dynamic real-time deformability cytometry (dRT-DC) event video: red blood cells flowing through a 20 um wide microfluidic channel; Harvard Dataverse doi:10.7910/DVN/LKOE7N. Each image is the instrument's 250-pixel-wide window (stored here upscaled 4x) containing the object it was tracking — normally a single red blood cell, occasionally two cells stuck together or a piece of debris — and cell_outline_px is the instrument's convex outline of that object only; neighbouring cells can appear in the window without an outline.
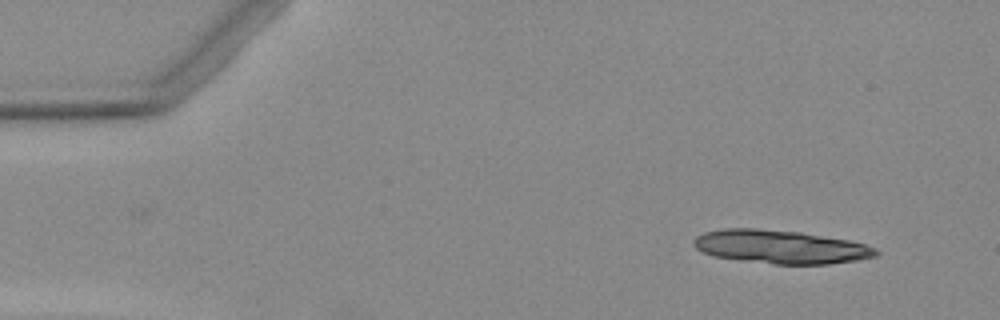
{"species": "Egyptian fruit bat (a non-hibernating species)", "species_latin": "Rousettus aegyptiacus", "temperature_condition": "warm", "stored_images_in_passage": 3, "camera_frame_rate_fps": 3000, "um_per_image_px": 0.085, "animal": {"sex": "female"}, "frame": {"image": 1, "passage_image": 1, "time_ms": 0.0, "image_size_px": [1000, 320], "cell_outline_px": [[880, 252], [876, 256], [856, 260], [828, 264], [772, 264], [712, 256], [696, 248], [692, 244], [692, 240], [696, 236], [704, 232], [724, 228], [756, 228], [800, 232], [848, 240], [864, 244], [876, 248]], "centroid_in_image_um": [66.32, 20.98], "position_along_channel_um": 18.7, "area_um2": 35.55}}